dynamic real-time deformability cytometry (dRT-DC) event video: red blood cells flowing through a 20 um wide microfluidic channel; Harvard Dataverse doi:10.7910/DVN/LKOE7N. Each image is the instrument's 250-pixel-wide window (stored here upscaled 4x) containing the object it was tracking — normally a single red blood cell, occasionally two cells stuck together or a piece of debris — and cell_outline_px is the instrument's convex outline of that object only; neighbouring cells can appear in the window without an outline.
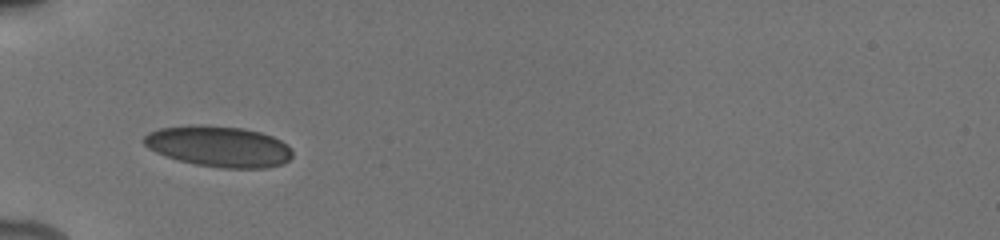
{"species": "human", "species_latin": "Homo sapiens", "temperature_condition": "cold", "stored_images_in_passage": 45, "camera_frame_rate_fps": 3000, "um_per_image_px": 0.085, "donor": {"sex": "male"}, "frame": {"image": 1, "passage_image": 1, "time_ms": 0.0, "image_size_px": [1000, 240], "cell_outline_px": [[292, 156], [284, 164], [264, 168], [220, 168], [196, 164], [164, 156], [148, 148], [144, 144], [144, 136], [148, 132], [160, 128], [196, 124], [200, 124], [244, 128], [260, 132], [272, 136], [288, 144], [292, 148]], "centroid_in_image_um": [18.61, 12.44], "position_along_channel_um": 66.4, "area_um2": 35.6}}
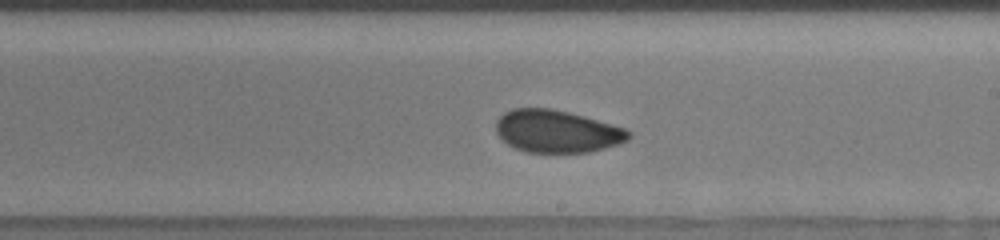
{"frame": {"image": 2, "passage_image": 22, "time_ms": 4.667, "image_size_px": [1000, 240], "cell_outline_px": [[632, 136], [628, 140], [620, 144], [588, 152], [528, 152], [516, 148], [508, 144], [496, 132], [496, 120], [504, 112], [512, 108], [552, 108], [584, 116], [624, 128], [632, 132]], "centroid_in_image_um": [47.35, 11.15], "position_along_channel_um": 241.7, "area_um2": 32.77}}
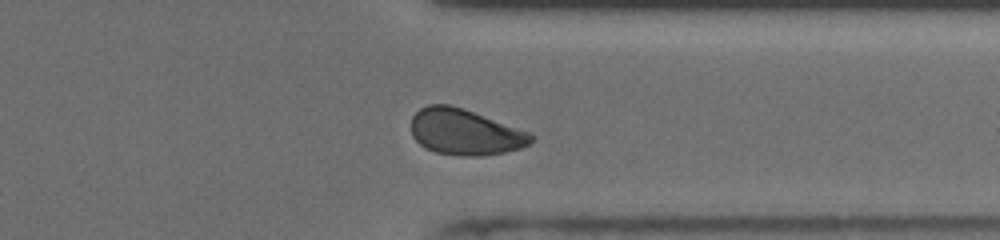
{"frame": {"image": 3, "passage_image": 35, "time_ms": 8.0, "image_size_px": [1000, 240], "cell_outline_px": [[536, 136], [528, 144], [520, 148], [504, 152], [480, 156], [460, 156], [436, 152], [424, 148], [412, 136], [412, 116], [420, 108], [428, 104], [448, 104], [464, 108], [528, 132]], "centroid_in_image_um": [39.49, 11.22], "position_along_channel_um": 371.9, "area_um2": 32.02}, "authors_computed_cell_mechanics": {"area_um2": 32.8882, "velocity_mm_per_s": 3.8949, "shape_relaxation_time_tau1_ms": null, "shape_relaxation_time_tau2_ms": 1.1838, "deformation_change_tau1": null, "deformation_change_tau2": 0.0577}}